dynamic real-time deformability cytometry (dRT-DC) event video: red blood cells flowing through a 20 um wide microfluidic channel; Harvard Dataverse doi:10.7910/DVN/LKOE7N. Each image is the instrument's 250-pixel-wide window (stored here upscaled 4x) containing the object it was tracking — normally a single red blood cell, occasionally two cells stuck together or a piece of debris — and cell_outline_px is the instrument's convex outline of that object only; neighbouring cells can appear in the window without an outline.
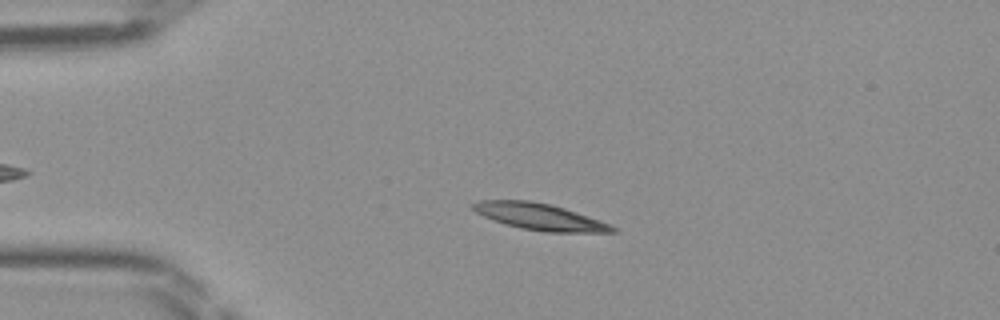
{"species": "Egyptian fruit bat (a non-hibernating species)", "species_latin": "Rousettus aegyptiacus", "temperature_condition": "room temperature", "stored_images_in_passage": 38, "camera_frame_rate_fps": 3000, "um_per_image_px": 0.085, "frame": {"image": 1, "passage_image": 8, "time_ms": 2.333, "image_size_px": [1000, 320], "cell_outline_px": [[616, 232], [548, 232], [520, 228], [484, 216], [476, 212], [468, 204], [476, 200], [528, 200], [552, 204], [612, 224], [616, 228]], "centroid_in_image_um": [45.86, 18.4], "position_along_channel_um": 39.1, "area_um2": 21.5}}
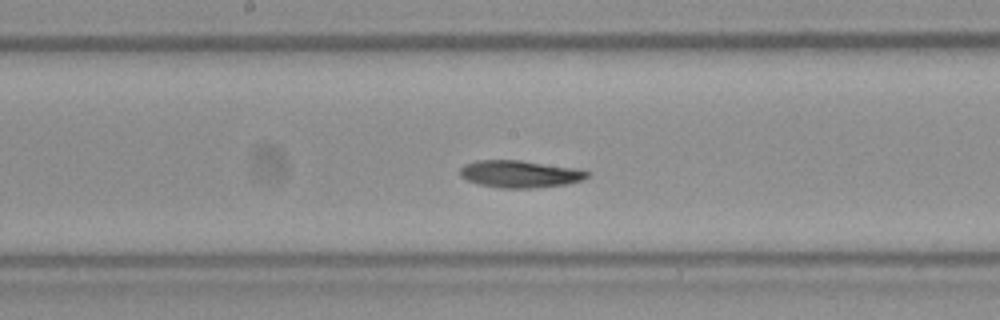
{"frame": {"image": 2, "passage_image": 22, "time_ms": 7.0, "image_size_px": [1000, 320], "cell_outline_px": [[592, 172], [584, 180], [568, 184], [536, 188], [500, 188], [480, 184], [468, 180], [460, 176], [460, 168], [464, 164], [476, 160], [520, 160], [580, 168]], "centroid_in_image_um": [44.26, 14.78], "position_along_channel_um": 203.9, "area_um2": 20.52}}
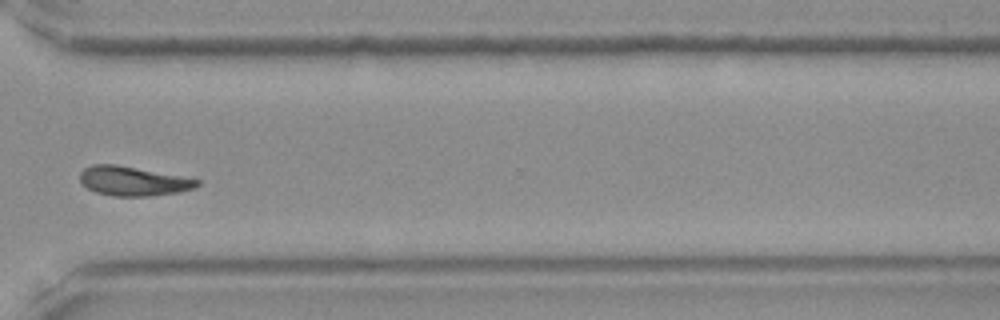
{"frame": {"image": 3, "passage_image": 33, "time_ms": 10.667, "image_size_px": [1000, 320], "cell_outline_px": [[200, 184], [192, 188], [180, 192], [148, 196], [112, 196], [96, 192], [88, 188], [80, 180], [80, 172], [84, 168], [92, 164], [116, 164], [200, 180]], "centroid_in_image_um": [11.28, 15.39], "position_along_channel_um": 359.3, "area_um2": 19.77}}